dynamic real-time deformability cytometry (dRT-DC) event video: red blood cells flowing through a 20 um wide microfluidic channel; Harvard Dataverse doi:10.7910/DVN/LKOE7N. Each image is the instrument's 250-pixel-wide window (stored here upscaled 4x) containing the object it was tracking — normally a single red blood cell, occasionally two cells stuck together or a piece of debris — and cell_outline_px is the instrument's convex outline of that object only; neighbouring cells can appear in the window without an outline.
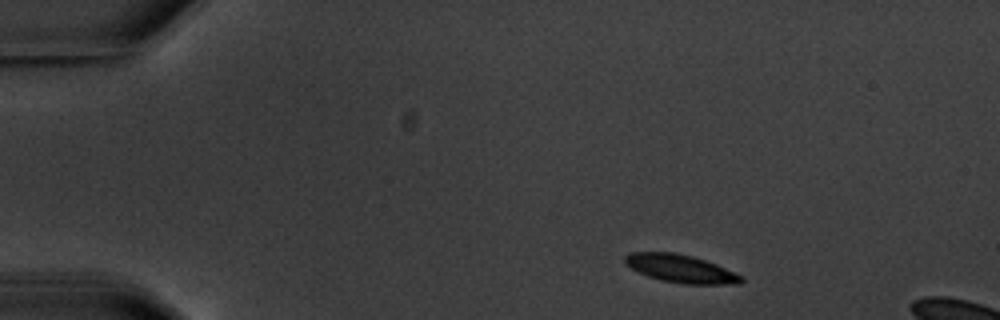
{"species": "common noctule bat (a hibernating species)", "species_latin": "Nyctalus noctula", "temperature_condition": "warm", "stored_images_in_passage": 4, "camera_frame_rate_fps": 3000, "um_per_image_px": 0.085, "animal": {"sex": "male", "body_mass_g": 20.1, "forearm_length_mm": 53.5}, "frame": {"image": 1, "passage_image": 1, "time_ms": 0.0, "image_size_px": [1000, 320], "cell_outline_px": [[744, 280], [740, 284], [684, 284], [660, 280], [648, 276], [624, 264], [624, 256], [628, 252], [672, 252], [692, 256], [716, 264], [744, 276]], "centroid_in_image_um": [57.86, 22.83], "position_along_channel_um": 27.1, "area_um2": 19.02}}